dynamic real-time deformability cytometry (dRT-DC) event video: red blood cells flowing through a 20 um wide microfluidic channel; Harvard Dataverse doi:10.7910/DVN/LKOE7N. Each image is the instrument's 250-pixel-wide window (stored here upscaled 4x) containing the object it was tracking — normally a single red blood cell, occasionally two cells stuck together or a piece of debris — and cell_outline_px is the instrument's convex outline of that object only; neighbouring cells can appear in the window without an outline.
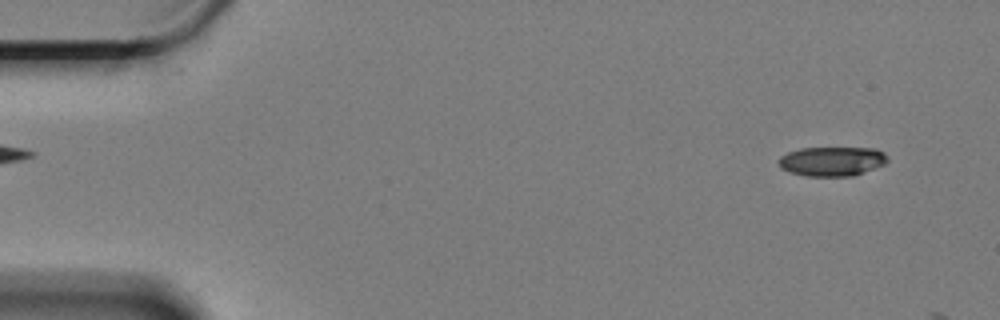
{"species": "Egyptian fruit bat (a non-hibernating species)", "species_latin": "Rousettus aegyptiacus", "temperature_condition": "cold", "stored_images_in_passage": 6, "camera_frame_rate_fps": 3000, "um_per_image_px": 0.085, "animal": {"sex": "female"}, "frame": {"image": 1, "passage_image": 2, "time_ms": 0.333, "image_size_px": [1000, 320], "cell_outline_px": [[888, 160], [884, 164], [852, 176], [808, 176], [792, 172], [780, 168], [780, 156], [788, 152], [800, 148], [876, 148], [884, 152], [888, 156]], "centroid_in_image_um": [70.74, 13.7], "position_along_channel_um": 14.3, "area_um2": 18.5}}